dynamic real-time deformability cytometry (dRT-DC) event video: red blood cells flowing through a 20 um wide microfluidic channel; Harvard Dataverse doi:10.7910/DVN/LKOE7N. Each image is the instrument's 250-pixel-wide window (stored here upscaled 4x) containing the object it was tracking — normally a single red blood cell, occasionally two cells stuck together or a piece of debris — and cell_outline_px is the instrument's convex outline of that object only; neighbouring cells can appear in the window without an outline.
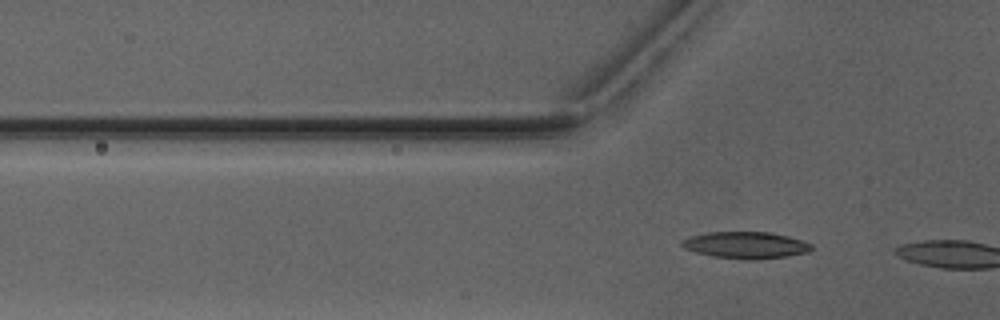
{"species": "Egyptian fruit bat (a non-hibernating species)", "species_latin": "Rousettus aegyptiacus", "temperature_condition": "warm", "stored_images_in_passage": 5, "camera_frame_rate_fps": 3000, "um_per_image_px": 0.085, "animal": {"sex": "male"}, "frame": {"image": 1, "passage_image": 5, "time_ms": 4.667, "image_size_px": [1000, 320], "cell_outline_px": [[812, 248], [808, 252], [784, 256], [756, 260], [740, 260], [712, 256], [696, 252], [684, 248], [680, 244], [680, 240], [688, 236], [708, 232], [768, 232], [788, 236], [804, 240], [812, 244]], "centroid_in_image_um": [63.35, 20.83], "position_along_channel_um": 62.4, "area_um2": 20.4}}